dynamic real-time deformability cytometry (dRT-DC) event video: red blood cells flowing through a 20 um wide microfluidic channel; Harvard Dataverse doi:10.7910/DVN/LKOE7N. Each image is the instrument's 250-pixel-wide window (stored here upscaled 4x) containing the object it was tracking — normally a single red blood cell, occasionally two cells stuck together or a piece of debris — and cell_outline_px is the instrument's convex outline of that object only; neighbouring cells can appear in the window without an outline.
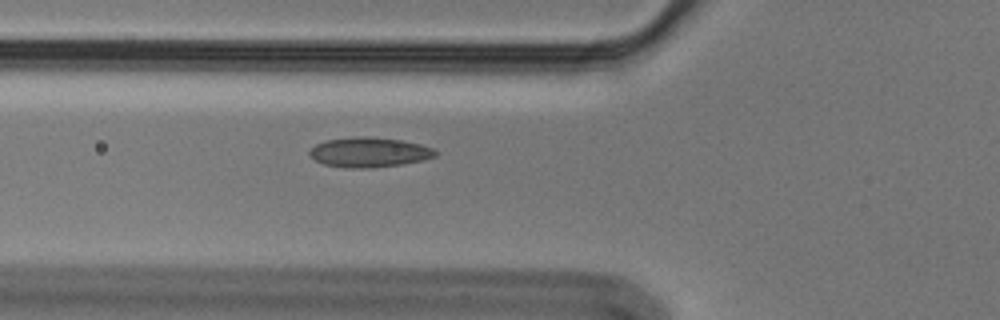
{"species": "Egyptian fruit bat (a non-hibernating species)", "species_latin": "Rousettus aegyptiacus", "temperature_condition": "cold", "stored_images_in_passage": 39, "camera_frame_rate_fps": 3000, "um_per_image_px": 0.085, "animal": {"sex": "male"}, "frame": {"image": 1, "passage_image": 4, "time_ms": 1.0, "image_size_px": [1000, 320], "cell_outline_px": [[440, 152], [436, 156], [420, 160], [400, 164], [368, 168], [344, 168], [324, 164], [308, 156], [308, 152], [316, 144], [328, 140], [356, 136], [364, 136], [400, 140], [420, 144], [432, 148]], "centroid_in_image_um": [31.36, 12.94], "position_along_channel_um": 94.4, "area_um2": 21.73}}
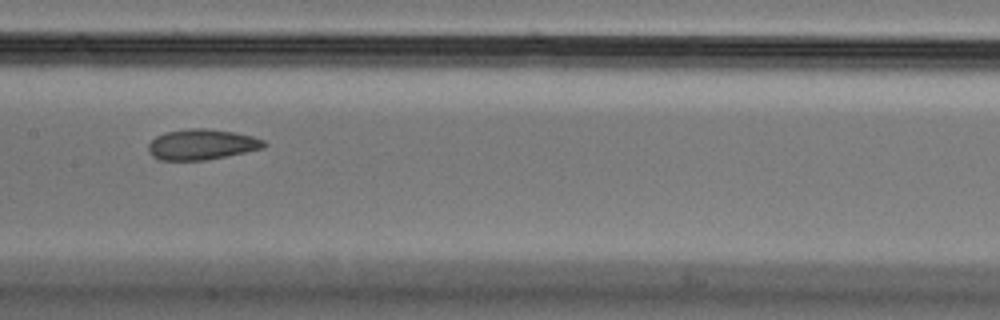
{"frame": {"image": 2, "passage_image": 12, "time_ms": 3.667, "image_size_px": [1000, 320], "cell_outline_px": [[268, 144], [264, 148], [204, 160], [160, 160], [152, 156], [148, 152], [148, 144], [156, 136], [164, 132], [188, 128], [204, 128], [232, 132], [252, 136], [264, 140]], "centroid_in_image_um": [17.12, 12.27], "position_along_channel_um": 190.3, "area_um2": 20.52}}
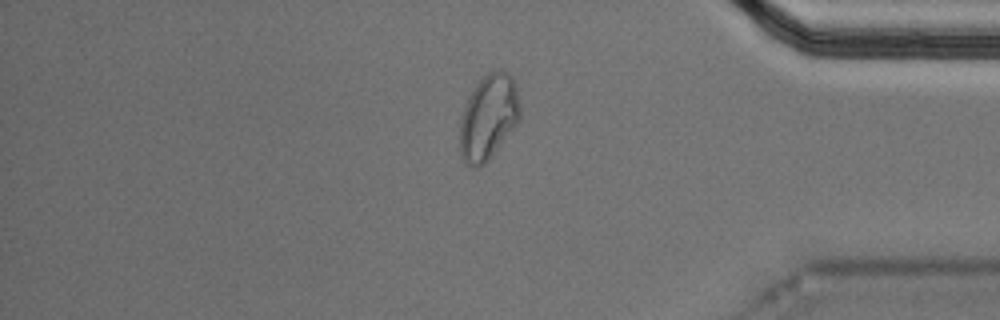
{"frame": {"image": 3, "passage_image": 31, "time_ms": 10.0, "image_size_px": [1000, 320], "cell_outline_px": [[520, 120], [488, 160], [480, 168], [472, 168], [460, 156], [460, 116], [468, 96], [476, 84], [488, 72], [496, 68], [508, 72], [512, 76], [516, 88], [520, 104]], "centroid_in_image_um": [41.51, 9.95], "position_along_channel_um": 393.7, "area_um2": 30.11}}